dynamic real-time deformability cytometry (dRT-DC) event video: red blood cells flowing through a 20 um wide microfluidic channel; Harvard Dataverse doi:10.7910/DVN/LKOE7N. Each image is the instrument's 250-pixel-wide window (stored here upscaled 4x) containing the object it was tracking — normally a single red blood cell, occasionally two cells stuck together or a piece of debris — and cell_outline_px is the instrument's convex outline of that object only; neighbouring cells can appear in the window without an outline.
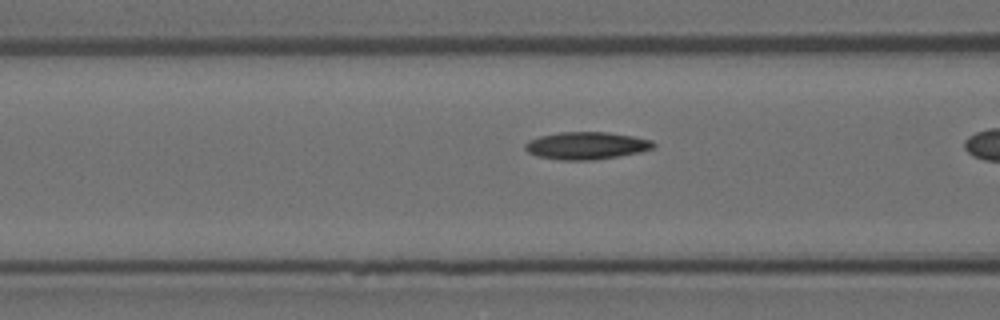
{"species": "Egyptian fruit bat (a non-hibernating species)", "species_latin": "Rousettus aegyptiacus", "temperature_condition": "room temperature", "stored_images_in_passage": 37, "camera_frame_rate_fps": 3000, "um_per_image_px": 0.085, "animal": {"sex": "female"}, "frame": {"image": 1, "passage_image": 15, "time_ms": 4.667, "image_size_px": [1000, 320], "cell_outline_px": [[656, 144], [652, 148], [640, 152], [620, 156], [596, 160], [560, 160], [536, 156], [528, 152], [524, 148], [524, 144], [528, 140], [540, 136], [560, 132], [608, 132], [632, 136], [652, 140]], "centroid_in_image_um": [49.82, 12.38], "position_along_channel_um": 116.8, "area_um2": 20.63}}
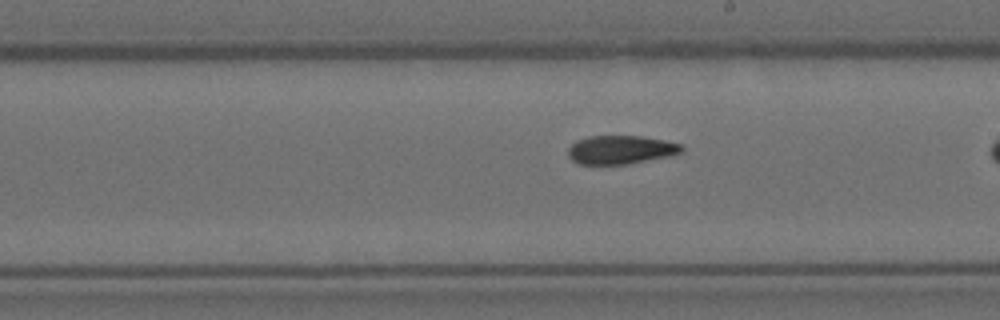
{"frame": {"image": 2, "passage_image": 25, "time_ms": 8.0, "image_size_px": [1000, 320], "cell_outline_px": [[684, 152], [672, 156], [628, 164], [580, 164], [572, 160], [568, 156], [568, 148], [576, 140], [588, 136], [640, 136], [664, 140], [684, 144]], "centroid_in_image_um": [52.81, 12.73], "position_along_channel_um": 236.2, "area_um2": 19.19}}
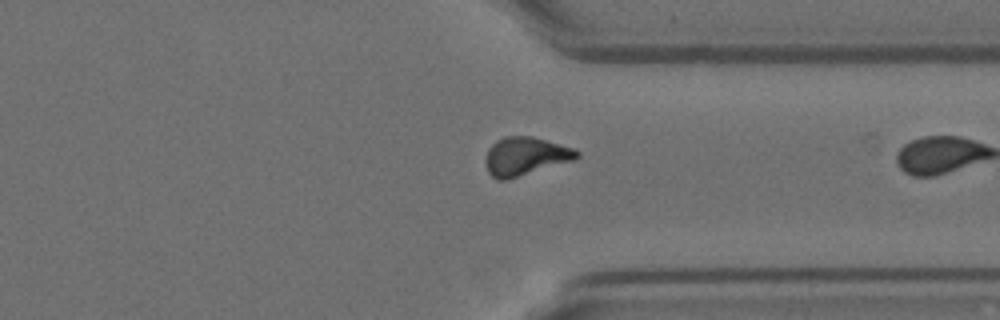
{"frame": {"image": 3, "passage_image": 36, "time_ms": 11.667, "image_size_px": [1000, 320], "cell_outline_px": [[580, 156], [572, 160], [508, 180], [496, 180], [488, 172], [484, 160], [488, 148], [496, 140], [504, 136], [532, 136], [572, 148], [580, 152]], "centroid_in_image_um": [44.6, 13.28], "position_along_channel_um": 366.8, "area_um2": 20.35}}